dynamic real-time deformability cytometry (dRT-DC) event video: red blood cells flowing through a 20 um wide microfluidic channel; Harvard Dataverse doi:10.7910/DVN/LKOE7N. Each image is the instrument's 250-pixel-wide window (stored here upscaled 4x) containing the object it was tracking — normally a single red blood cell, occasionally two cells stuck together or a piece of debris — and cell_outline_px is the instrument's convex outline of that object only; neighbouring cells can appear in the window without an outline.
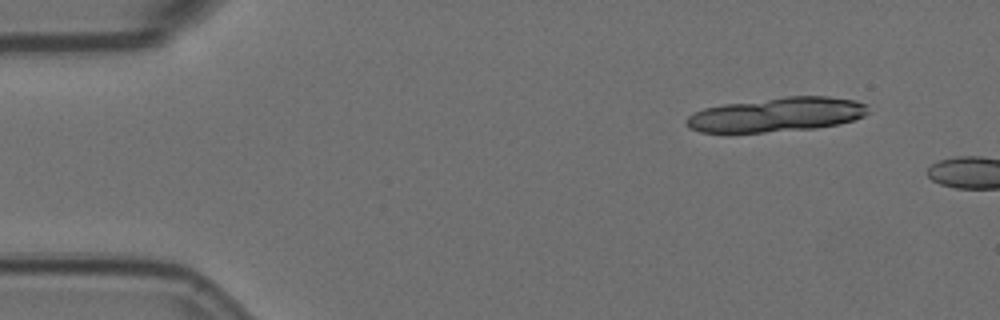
{"species": "Egyptian fruit bat (a non-hibernating species)", "species_latin": "Rousettus aegyptiacus", "temperature_condition": "room temperature", "stored_images_in_passage": 4, "camera_frame_rate_fps": 3000, "um_per_image_px": 0.085, "animal": {"sex": "female"}, "frame": {"image": 1, "passage_image": 1, "time_ms": 0.0, "image_size_px": [1000, 320], "cell_outline_px": [[868, 112], [864, 116], [852, 120], [836, 124], [816, 128], [764, 132], [700, 132], [688, 128], [684, 124], [684, 120], [688, 116], [704, 108], [724, 104], [784, 96], [828, 96], [856, 100], [868, 104]], "centroid_in_image_um": [66.01, 9.73], "position_along_channel_um": 19.0, "area_um2": 36.41}}